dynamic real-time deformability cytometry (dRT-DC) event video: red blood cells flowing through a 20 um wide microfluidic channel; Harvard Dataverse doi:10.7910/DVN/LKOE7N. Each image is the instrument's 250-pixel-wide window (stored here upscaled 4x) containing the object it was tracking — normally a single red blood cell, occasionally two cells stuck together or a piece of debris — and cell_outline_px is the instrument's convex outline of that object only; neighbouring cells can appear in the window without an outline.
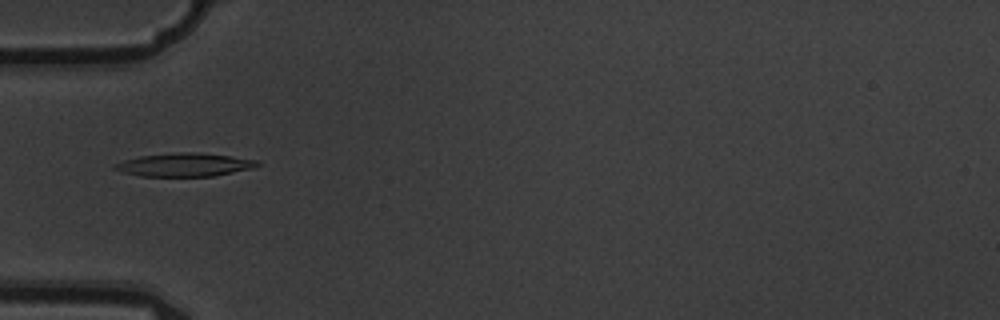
{"species": "common noctule bat (a hibernating species)", "species_latin": "Nyctalus noctula", "temperature_condition": "warm", "stored_images_in_passage": 4, "camera_frame_rate_fps": 3000, "um_per_image_px": 0.085, "animal": {"sex": "male", "body_mass_g": 19.5, "forearm_length_mm": 54.6}, "frame": {"image": 1, "passage_image": 3, "time_ms": 0.667, "image_size_px": [1000, 320], "cell_outline_px": [[260, 164], [256, 168], [212, 176], [140, 176], [120, 172], [112, 168], [112, 164], [124, 160], [140, 156], [180, 152], [196, 152], [228, 156], [256, 160]], "centroid_in_image_um": [15.64, 14.01], "position_along_channel_um": 69.4, "area_um2": 19.36}}
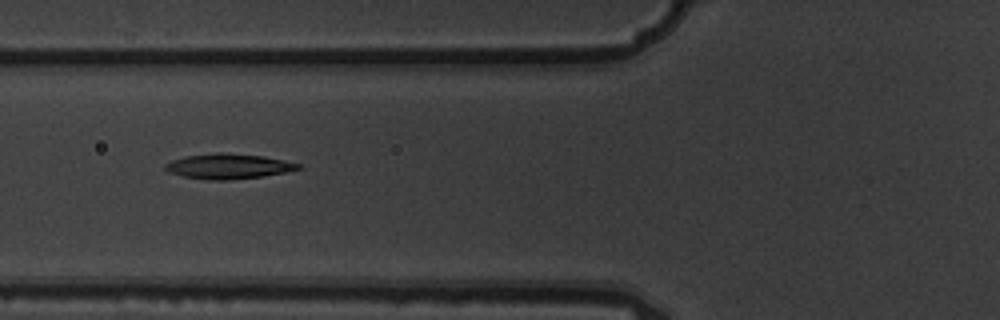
{"frame": {"image": 2, "passage_image": 4, "time_ms": 1.0, "image_size_px": [1000, 320], "cell_outline_px": [[304, 168], [264, 176], [228, 180], [208, 180], [184, 176], [168, 172], [164, 168], [164, 164], [172, 160], [184, 156], [216, 152], [220, 152], [264, 156], [284, 160], [300, 164]], "centroid_in_image_um": [19.4, 14.13], "position_along_channel_um": 106.4, "area_um2": 19.54}}